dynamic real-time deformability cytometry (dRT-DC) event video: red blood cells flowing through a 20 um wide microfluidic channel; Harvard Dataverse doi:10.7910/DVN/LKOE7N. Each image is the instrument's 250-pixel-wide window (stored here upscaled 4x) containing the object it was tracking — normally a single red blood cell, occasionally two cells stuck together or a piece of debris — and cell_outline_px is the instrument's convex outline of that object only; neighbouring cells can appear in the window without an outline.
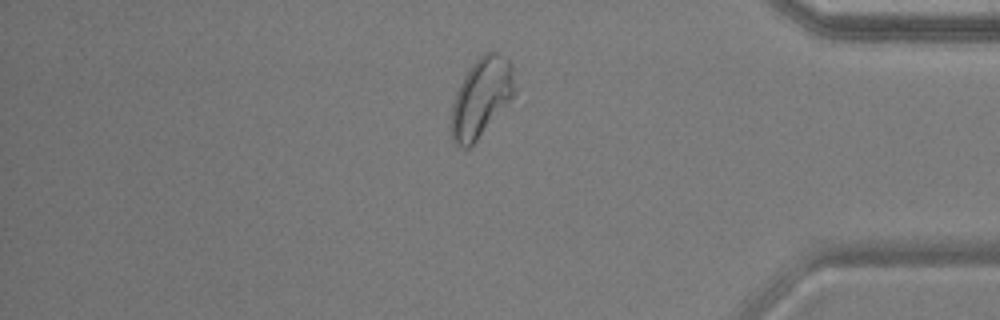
{"species": "common noctule bat (a hibernating species)", "species_latin": "Nyctalus noctula", "temperature_condition": "warm", "stored_images_in_passage": 32, "camera_frame_rate_fps": 3000, "um_per_image_px": 0.085, "animal": {"sex": "male", "body_mass_g": 17.9, "forearm_length_mm": 54.2}, "frame": {"image": 1, "passage_image": 32, "time_ms": 10.333, "image_size_px": [1000, 320], "cell_outline_px": [[516, 92], [508, 104], [476, 140], [468, 148], [464, 148], [456, 144], [452, 140], [452, 104], [456, 92], [464, 76], [472, 64], [484, 52], [500, 52], [512, 64], [516, 88]], "centroid_in_image_um": [40.94, 8.25], "position_along_channel_um": 394.3, "area_um2": 29.02}, "authors_computed_cell_mechanics": {"area_um2": 22.7732, "velocity_mm_per_s": 3.8751, "shape_relaxation_time_tau1_ms": 2.6849, "shape_relaxation_time_tau2_ms": 1.5644, "deformation_change_tau1": 0.0972, "deformation_change_tau2": 0.0688}}